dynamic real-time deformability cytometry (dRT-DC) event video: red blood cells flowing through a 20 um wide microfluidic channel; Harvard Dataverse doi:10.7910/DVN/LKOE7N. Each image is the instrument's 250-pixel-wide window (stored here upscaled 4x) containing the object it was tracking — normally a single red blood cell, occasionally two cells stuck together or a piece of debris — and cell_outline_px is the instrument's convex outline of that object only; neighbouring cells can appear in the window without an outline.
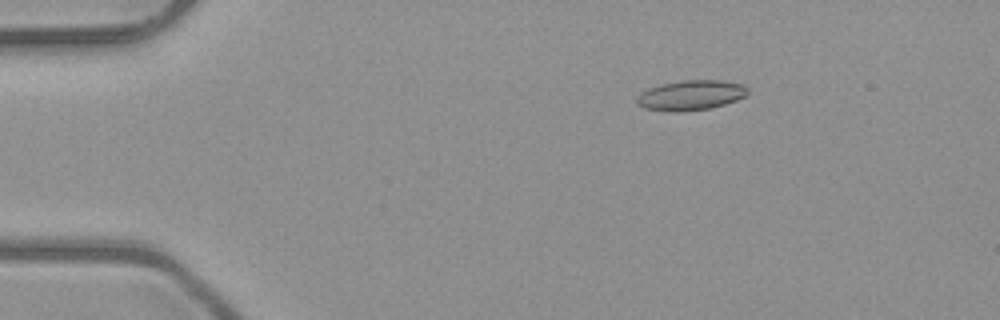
{"species": "common noctule bat (a hibernating species)", "species_latin": "Nyctalus noctula", "temperature_condition": "room temperature", "stored_images_in_passage": 52, "camera_frame_rate_fps": 3000, "um_per_image_px": 0.085, "animal": {"sex": "male", "body_mass_g": 23.1, "forearm_length_mm": 52.7}, "frame": {"image": 1, "passage_image": 9, "time_ms": 2.667, "image_size_px": [1000, 320], "cell_outline_px": [[748, 92], [744, 96], [736, 100], [724, 104], [708, 108], [644, 108], [636, 104], [636, 96], [640, 92], [648, 88], [660, 84], [680, 80], [720, 80], [744, 84], [748, 88]], "centroid_in_image_um": [58.74, 8.02], "position_along_channel_um": 26.3, "area_um2": 18.5}}
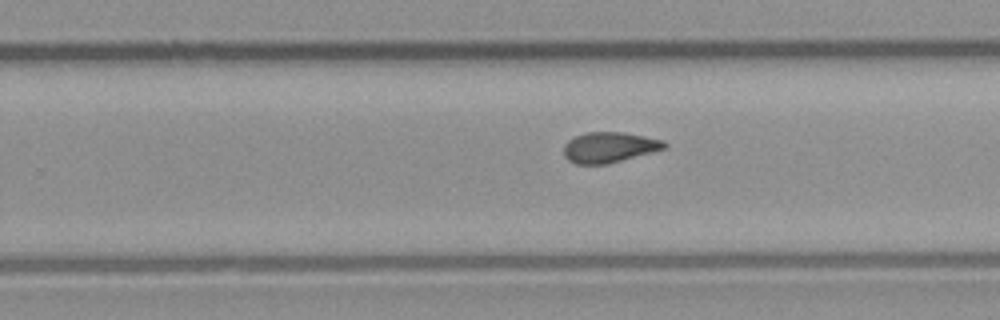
{"frame": {"image": 2, "passage_image": 33, "time_ms": 10.667, "image_size_px": [1000, 320], "cell_outline_px": [[668, 144], [664, 148], [608, 164], [576, 164], [568, 160], [564, 156], [564, 144], [568, 140], [576, 136], [588, 132], [624, 132], [664, 140]], "centroid_in_image_um": [51.76, 12.52], "position_along_channel_um": 278.0, "area_um2": 17.74}}
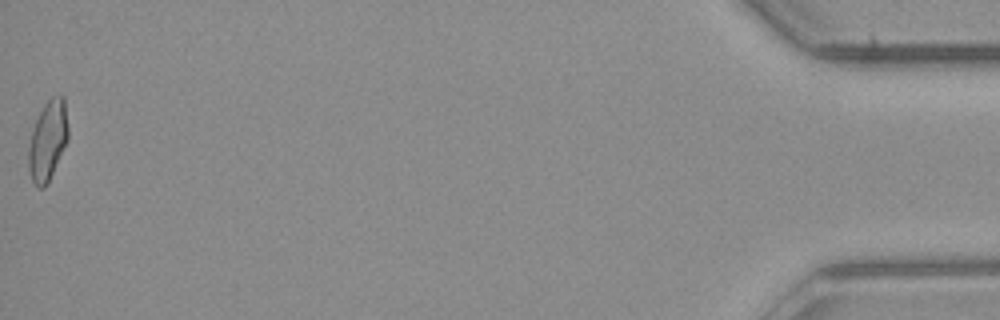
{"frame": {"image": 3, "passage_image": 52, "time_ms": 17.0, "image_size_px": [1000, 320], "cell_outline_px": [[68, 140], [48, 184], [44, 188], [36, 188], [32, 180], [28, 168], [28, 148], [32, 132], [36, 120], [44, 104], [52, 96], [60, 92], [64, 96], [68, 128]], "centroid_in_image_um": [4.07, 11.95], "position_along_channel_um": 431.1, "area_um2": 18.67}, "authors_computed_cell_mechanics": {"area_um2": 18.1492, "velocity_mm_per_s": 4.0303, "shape_relaxation_time_tau1_ms": null, "shape_relaxation_time_tau2_ms": 2.1073, "deformation_change_tau1": null, "deformation_change_tau2": 0.0905}}